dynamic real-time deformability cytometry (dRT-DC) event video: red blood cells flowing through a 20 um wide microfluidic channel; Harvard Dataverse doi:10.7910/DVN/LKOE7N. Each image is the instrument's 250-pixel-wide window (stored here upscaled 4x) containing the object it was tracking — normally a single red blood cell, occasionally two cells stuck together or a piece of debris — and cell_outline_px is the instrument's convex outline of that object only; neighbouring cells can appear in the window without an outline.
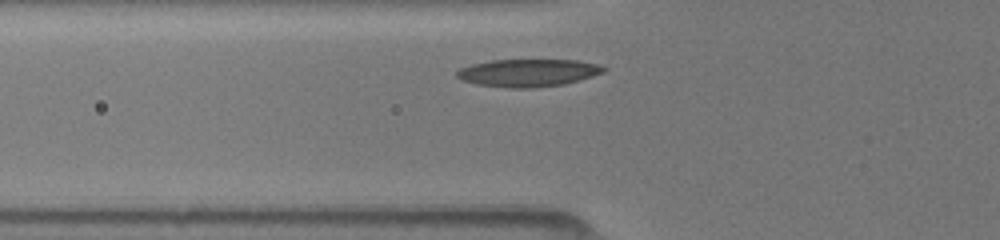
{"species": "common noctule bat (a hibernating species)", "species_latin": "Nyctalus noctula", "temperature_condition": "room temperature", "stored_images_in_passage": 15, "camera_frame_rate_fps": 3000, "um_per_image_px": 0.085, "animal": {"sex": "female", "body_mass_g": 19.5, "forearm_length_mm": 54.1}, "frame": {"image": 1, "passage_image": 2, "time_ms": 0.333, "image_size_px": [1000, 240], "cell_outline_px": [[608, 68], [604, 72], [592, 76], [564, 84], [532, 88], [508, 88], [476, 84], [464, 80], [456, 76], [456, 72], [460, 68], [472, 64], [492, 60], [576, 60], [596, 64]], "centroid_in_image_um": [44.88, 6.19], "position_along_channel_um": 80.9, "area_um2": 23.47}}
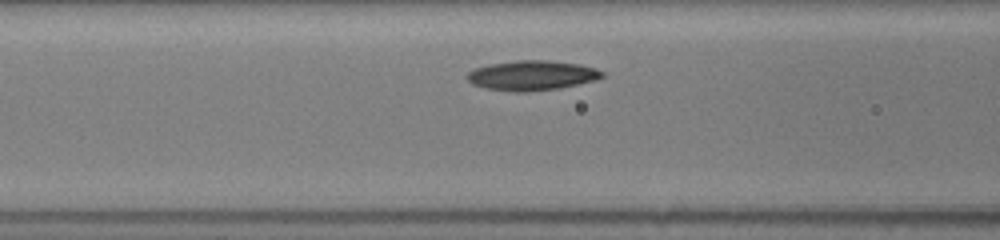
{"frame": {"image": 2, "passage_image": 5, "time_ms": 1.333, "image_size_px": [1000, 240], "cell_outline_px": [[604, 76], [596, 80], [560, 88], [528, 92], [508, 92], [484, 88], [472, 84], [468, 80], [468, 72], [476, 68], [488, 64], [516, 60], [548, 60], [580, 64], [596, 68], [604, 72]], "centroid_in_image_um": [45.22, 6.42], "position_along_channel_um": 121.4, "area_um2": 23.7}}
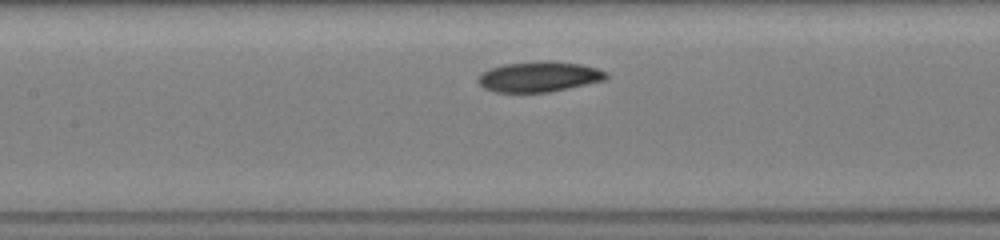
{"frame": {"image": 3, "passage_image": 10, "time_ms": 2.333, "image_size_px": [1000, 240], "cell_outline_px": [[608, 76], [604, 80], [568, 88], [548, 92], [496, 92], [484, 88], [476, 80], [476, 76], [480, 72], [488, 68], [504, 64], [544, 60], [552, 60], [580, 64], [596, 68], [608, 72]], "centroid_in_image_um": [45.77, 6.5], "position_along_channel_um": 161.6, "area_um2": 22.89}}